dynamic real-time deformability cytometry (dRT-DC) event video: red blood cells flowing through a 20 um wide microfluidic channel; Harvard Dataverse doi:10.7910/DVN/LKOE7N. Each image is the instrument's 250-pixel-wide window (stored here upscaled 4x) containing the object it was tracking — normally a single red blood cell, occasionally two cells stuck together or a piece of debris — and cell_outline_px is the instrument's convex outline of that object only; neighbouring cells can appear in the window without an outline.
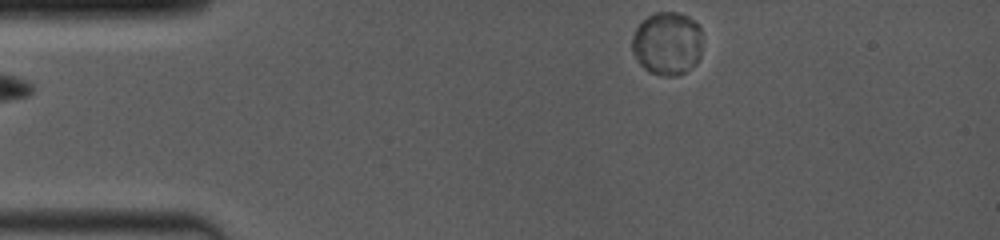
{"species": "common noctule bat (a hibernating species)", "species_latin": "Nyctalus noctula", "temperature_condition": "room temperature", "stored_images_in_passage": 16, "camera_frame_rate_fps": 4000, "um_per_image_px": 0.085, "animal": {"sex": "female", "body_mass_g": 19.0, "forearm_length_mm": 53.3}, "frame": {"image": 1, "passage_image": 1, "time_ms": 0.0, "image_size_px": [1000, 240], "cell_outline_px": [[700, 56], [696, 64], [684, 72], [676, 76], [664, 76], [648, 72], [640, 64], [632, 48], [632, 36], [636, 28], [648, 16], [656, 12], [680, 12], [688, 16], [700, 28]], "centroid_in_image_um": [56.71, 3.7], "position_along_channel_um": 28.3, "area_um2": 25.78}}